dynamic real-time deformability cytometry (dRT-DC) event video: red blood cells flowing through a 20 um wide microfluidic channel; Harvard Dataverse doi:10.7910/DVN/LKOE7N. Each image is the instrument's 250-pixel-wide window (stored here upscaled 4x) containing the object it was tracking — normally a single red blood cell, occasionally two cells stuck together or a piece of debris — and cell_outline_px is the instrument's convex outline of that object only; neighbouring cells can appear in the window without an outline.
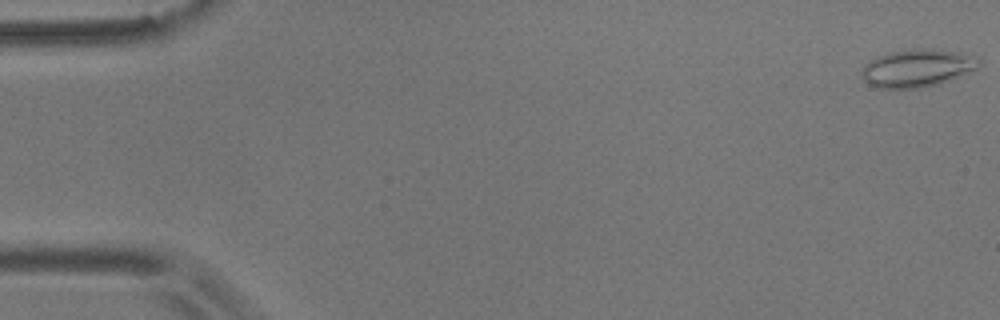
{"species": "common noctule bat (a hibernating species)", "species_latin": "Nyctalus noctula", "temperature_condition": "room temperature", "stored_images_in_passage": 55, "camera_frame_rate_fps": 3000, "um_per_image_px": 0.085, "animal": {"sex": "male", "body_mass_g": 17.9}, "frame": {"image": 1, "passage_image": 1, "time_ms": 0.0, "image_size_px": [1000, 320], "cell_outline_px": [[980, 64], [976, 68], [968, 72], [948, 80], [936, 84], [920, 88], [880, 88], [868, 84], [860, 76], [860, 72], [864, 64], [888, 52], [916, 48], [928, 48], [960, 52], [980, 56]], "centroid_in_image_um": [77.96, 5.77], "position_along_channel_um": 7.0, "area_um2": 25.84}}
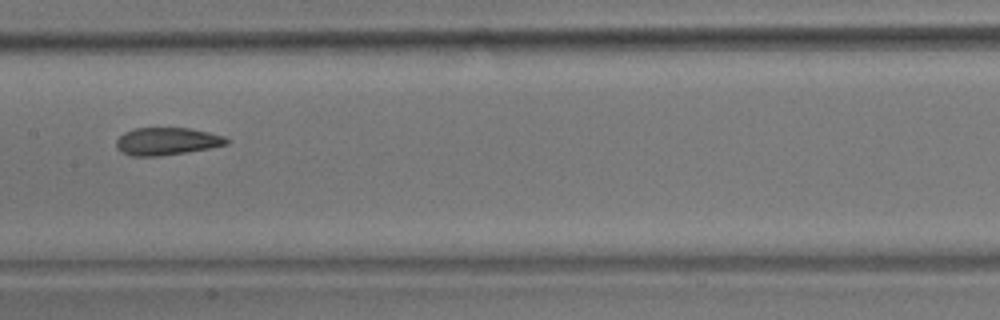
{"frame": {"image": 2, "passage_image": 28, "time_ms": 9.0, "image_size_px": [1000, 320], "cell_outline_px": [[228, 144], [212, 148], [160, 156], [128, 156], [120, 152], [116, 148], [116, 140], [124, 132], [136, 128], [188, 128], [208, 132], [224, 136], [228, 140]], "centroid_in_image_um": [14.15, 12.02], "position_along_channel_um": 193.2, "area_um2": 17.8}}
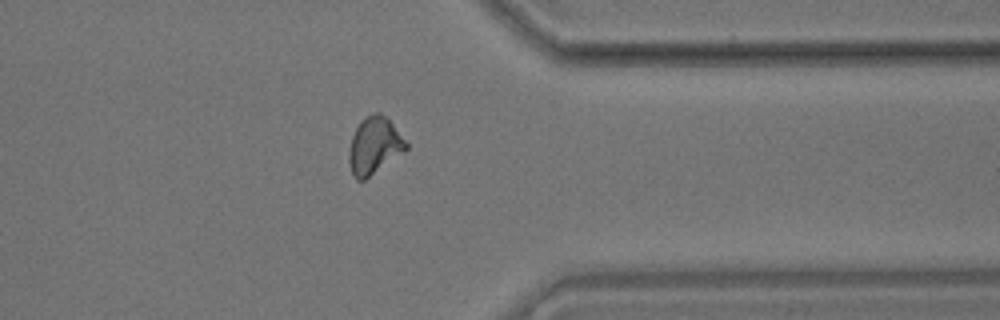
{"frame": {"image": 3, "passage_image": 44, "time_ms": 14.333, "image_size_px": [1000, 320], "cell_outline_px": [[408, 148], [404, 152], [364, 180], [356, 180], [352, 172], [348, 160], [348, 156], [352, 136], [360, 120], [364, 116], [372, 112], [380, 112], [392, 124], [408, 144]], "centroid_in_image_um": [31.8, 12.37], "position_along_channel_um": 379.6, "area_um2": 18.79}, "authors_computed_cell_mechanics": {"area_um2": 18.4382, "velocity_mm_per_s": 3.6389, "shape_relaxation_time_tau1_ms": 7.0253, "shape_relaxation_time_tau2_ms": 1.9761, "deformation_change_tau1": 0.187, "deformation_change_tau2": 0.0806}}